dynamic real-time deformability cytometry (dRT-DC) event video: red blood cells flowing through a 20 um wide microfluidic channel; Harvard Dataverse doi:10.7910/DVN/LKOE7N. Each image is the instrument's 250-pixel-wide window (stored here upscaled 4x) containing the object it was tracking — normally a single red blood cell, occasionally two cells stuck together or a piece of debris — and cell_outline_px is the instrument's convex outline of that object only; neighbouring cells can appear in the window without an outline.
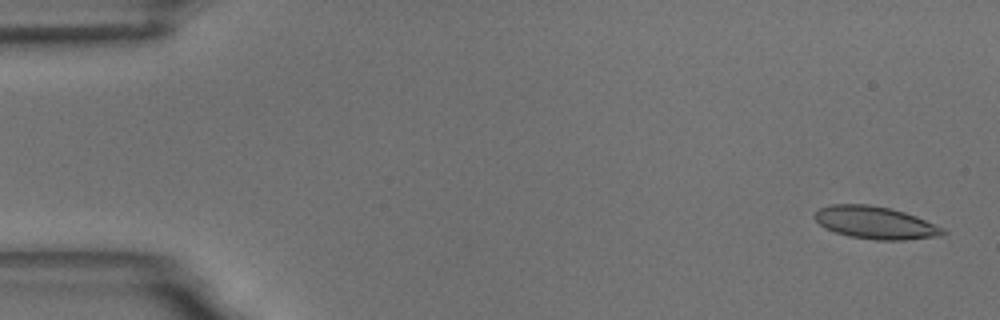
{"species": "common noctule bat (a hibernating species)", "species_latin": "Nyctalus noctula", "temperature_condition": "room temperature", "stored_images_in_passage": 55, "camera_frame_rate_fps": 3000, "um_per_image_px": 0.085, "animal": {"sex": "male", "body_mass_g": 18.8}, "frame": {"image": 1, "passage_image": 2, "time_ms": 0.333, "image_size_px": [1000, 320], "cell_outline_px": [[948, 232], [940, 236], [904, 240], [876, 240], [848, 236], [824, 228], [812, 216], [820, 208], [832, 204], [868, 204], [888, 208], [904, 212], [916, 216], [944, 228]], "centroid_in_image_um": [74.41, 18.93], "position_along_channel_um": 10.6, "area_um2": 24.28}}
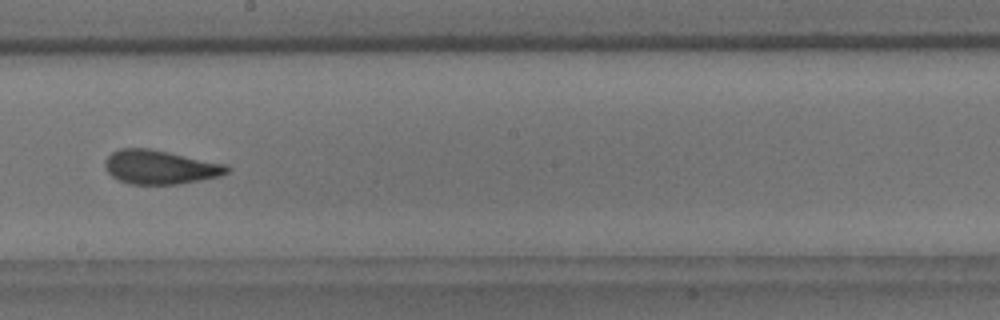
{"frame": {"image": 2, "passage_image": 31, "time_ms": 10.0, "image_size_px": [1000, 320], "cell_outline_px": [[232, 168], [228, 172], [220, 176], [180, 184], [128, 184], [112, 176], [108, 172], [104, 164], [104, 160], [112, 152], [120, 148], [148, 148], [228, 164]], "centroid_in_image_um": [13.63, 14.2], "position_along_channel_um": 234.6, "area_um2": 24.22}}
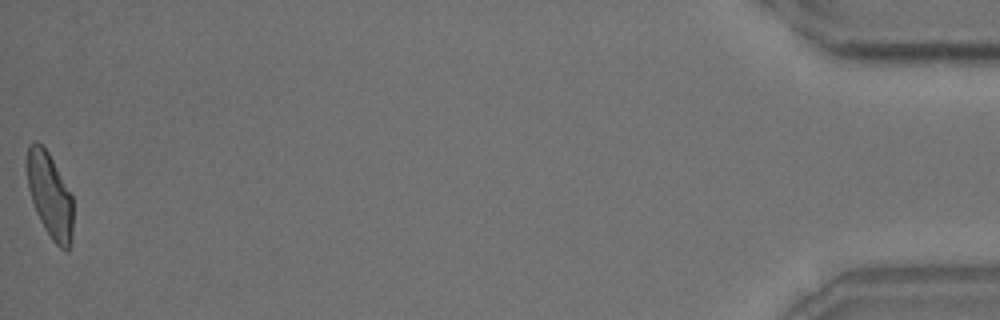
{"frame": {"image": 3, "passage_image": 55, "time_ms": 18.0, "image_size_px": [1000, 320], "cell_outline_px": [[72, 240], [68, 252], [64, 252], [52, 240], [44, 228], [36, 212], [28, 188], [24, 164], [28, 144], [32, 140], [36, 140], [44, 144], [72, 196]], "centroid_in_image_um": [4.19, 16.55], "position_along_channel_um": 431.0, "area_um2": 23.41}, "authors_computed_cell_mechanics": {"area_um2": 23.987, "velocity_mm_per_s": 3.6648, "shape_relaxation_time_tau1_ms": 5.4962, "shape_relaxation_time_tau2_ms": 1.9695, "deformation_change_tau1": 0.1637, "deformation_change_tau2": 0.0734}}